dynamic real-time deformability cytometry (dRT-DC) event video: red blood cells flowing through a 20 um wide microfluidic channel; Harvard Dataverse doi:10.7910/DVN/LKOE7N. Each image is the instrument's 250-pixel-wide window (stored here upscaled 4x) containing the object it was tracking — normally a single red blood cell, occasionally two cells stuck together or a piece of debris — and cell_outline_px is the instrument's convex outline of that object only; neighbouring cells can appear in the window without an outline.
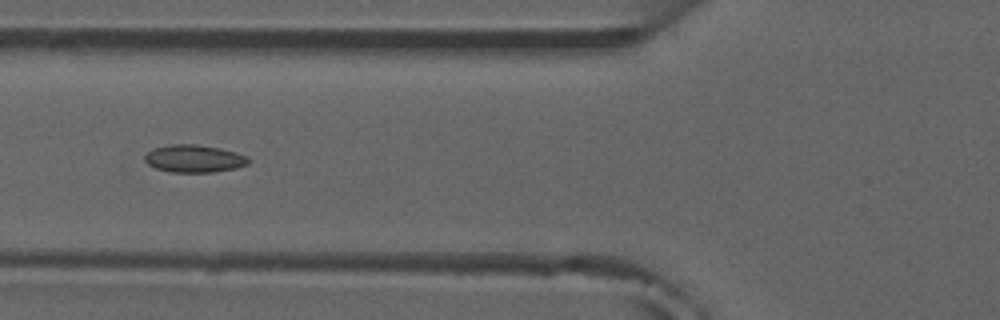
{"species": "common noctule bat (a hibernating species)", "species_latin": "Nyctalus noctula", "temperature_condition": "room temperature", "stored_images_in_passage": 8, "camera_frame_rate_fps": 3000, "um_per_image_px": 0.085, "animal": {"sex": "male", "forearm_length_mm": 52.5}, "frame": {"image": 1, "passage_image": 6, "time_ms": 5.667, "image_size_px": [1000, 320], "cell_outline_px": [[252, 160], [248, 164], [236, 168], [212, 172], [172, 172], [156, 168], [148, 164], [144, 160], [144, 156], [152, 148], [168, 144], [196, 144], [220, 148], [236, 152], [248, 156]], "centroid_in_image_um": [16.52, 13.47], "position_along_channel_um": 109.3, "area_um2": 16.82}}
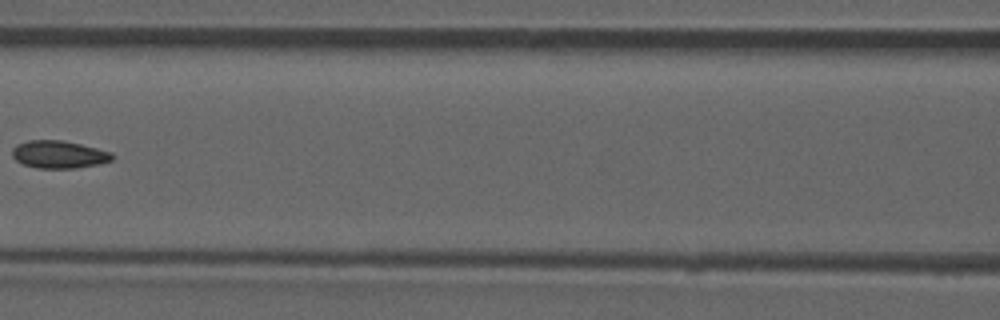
{"frame": {"image": 2, "passage_image": 7, "time_ms": 7.0, "image_size_px": [1000, 320], "cell_outline_px": [[116, 156], [112, 160], [100, 164], [76, 168], [36, 168], [24, 164], [16, 160], [12, 156], [12, 148], [16, 144], [28, 140], [64, 140], [112, 152]], "centroid_in_image_um": [5.02, 13.12], "position_along_channel_um": 161.6, "area_um2": 16.24}}